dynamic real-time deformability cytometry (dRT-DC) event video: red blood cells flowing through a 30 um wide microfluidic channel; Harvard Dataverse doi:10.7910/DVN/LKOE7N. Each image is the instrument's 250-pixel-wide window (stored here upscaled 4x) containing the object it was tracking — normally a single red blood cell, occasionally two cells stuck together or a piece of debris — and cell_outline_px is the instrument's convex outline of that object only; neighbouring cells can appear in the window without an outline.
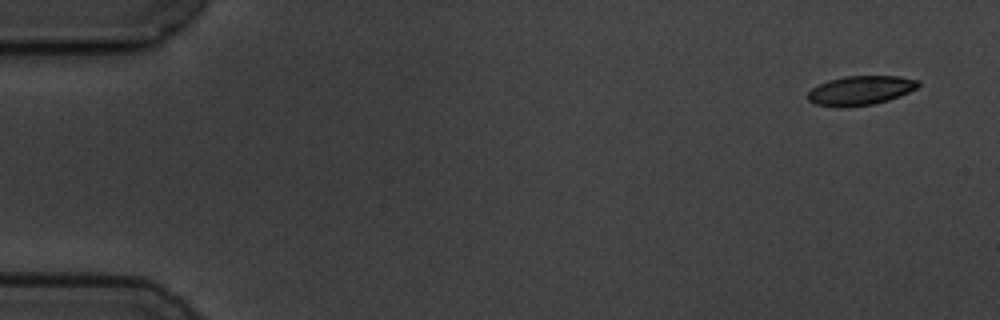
{"species": "common noctule bat (a hibernating species)", "species_latin": "Nyctalus noctula", "temperature_condition": "cold", "stored_images_in_passage": 4, "camera_frame_rate_fps": 3000, "um_per_image_px": 0.085, "animal": {"sex": "male", "body_mass_g": 19.5, "forearm_length_mm": 54.6}, "frame": {"image": 1, "passage_image": 1, "time_ms": 0.0, "image_size_px": [1000, 320], "cell_outline_px": [[920, 84], [916, 88], [900, 96], [888, 100], [872, 104], [840, 108], [816, 104], [808, 100], [808, 92], [812, 88], [828, 80], [844, 76], [900, 76], [920, 80]], "centroid_in_image_um": [73.15, 7.68], "position_along_channel_um": 11.9, "area_um2": 18.84}}
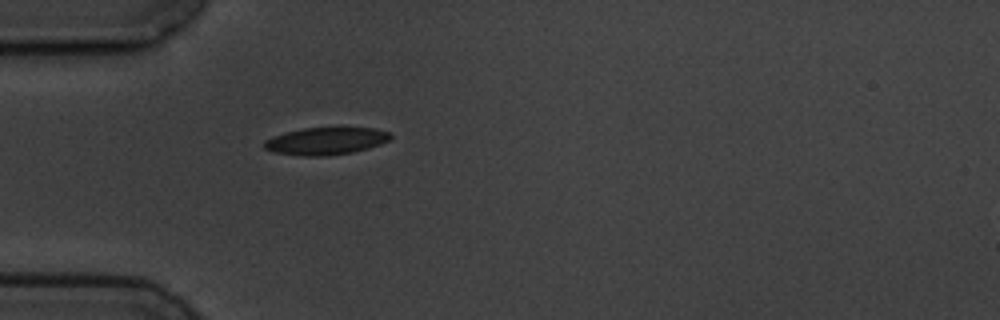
{"frame": {"image": 2, "passage_image": 4, "time_ms": 4.667, "image_size_px": [1000, 320], "cell_outline_px": [[392, 136], [388, 140], [380, 144], [368, 148], [352, 152], [328, 156], [300, 156], [272, 152], [264, 148], [264, 140], [272, 136], [284, 132], [304, 128], [376, 128], [388, 132]], "centroid_in_image_um": [27.65, 11.99], "position_along_channel_um": 57.4, "area_um2": 20.17}}